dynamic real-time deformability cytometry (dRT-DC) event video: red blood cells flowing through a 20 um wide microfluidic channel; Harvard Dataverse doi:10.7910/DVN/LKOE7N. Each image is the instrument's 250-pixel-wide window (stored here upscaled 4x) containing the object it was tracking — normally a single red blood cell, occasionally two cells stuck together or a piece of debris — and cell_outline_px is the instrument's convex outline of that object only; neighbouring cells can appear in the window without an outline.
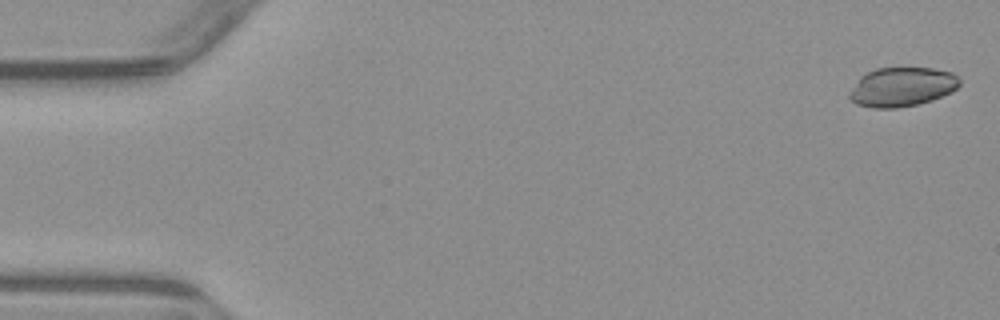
{"species": "common noctule bat (a hibernating species)", "species_latin": "Nyctalus noctula", "temperature_condition": "warm", "stored_images_in_passage": 5, "segment_of_instrument_passage": [1, 2], "camera_frame_rate_fps": 3000, "um_per_image_px": 0.085, "animal": {"sex": "male", "body_mass_g": 23.1, "forearm_length_mm": 52.7}, "frame": {"image": 1, "passage_image": 1, "time_ms": 0.0, "image_size_px": [1000, 320], "cell_outline_px": [[960, 84], [952, 92], [932, 100], [916, 104], [896, 108], [872, 108], [856, 104], [848, 96], [848, 92], [860, 76], [876, 68], [932, 68], [952, 72], [960, 76]], "centroid_in_image_um": [76.67, 7.38], "position_along_channel_um": 8.3, "area_um2": 25.32}}
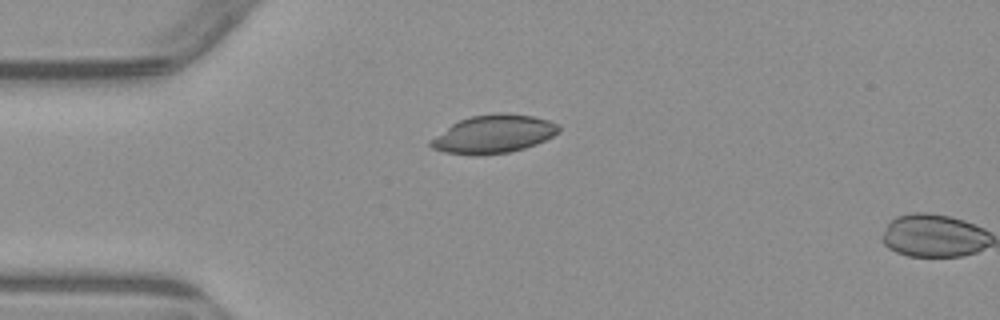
{"frame": {"image": 2, "passage_image": 4, "time_ms": 4.0, "image_size_px": [1000, 320], "cell_outline_px": [[560, 132], [536, 144], [524, 148], [508, 152], [476, 156], [472, 156], [444, 152], [432, 148], [428, 144], [428, 140], [452, 124], [460, 120], [472, 116], [496, 112], [500, 112], [532, 116], [548, 120], [560, 124]], "centroid_in_image_um": [41.93, 11.4], "position_along_channel_um": 43.1, "area_um2": 28.67}}